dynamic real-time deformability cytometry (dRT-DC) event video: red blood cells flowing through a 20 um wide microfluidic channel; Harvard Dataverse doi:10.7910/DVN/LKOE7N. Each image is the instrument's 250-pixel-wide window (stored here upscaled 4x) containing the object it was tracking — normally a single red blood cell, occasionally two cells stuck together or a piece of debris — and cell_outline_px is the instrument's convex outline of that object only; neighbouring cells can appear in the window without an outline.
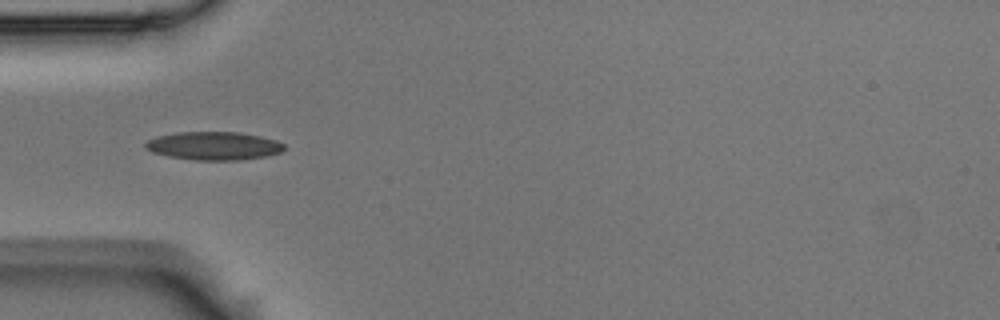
{"species": "Egyptian fruit bat (a non-hibernating species)", "species_latin": "Rousettus aegyptiacus", "temperature_condition": "room temperature", "stored_images_in_passage": 6, "camera_frame_rate_fps": 3000, "um_per_image_px": 0.085, "animal": {"sex": "male"}, "frame": {"image": 1, "passage_image": 4, "time_ms": 1.0, "image_size_px": [1000, 320], "cell_outline_px": [[284, 148], [280, 152], [264, 156], [240, 160], [196, 160], [168, 156], [152, 152], [144, 148], [144, 144], [148, 140], [156, 136], [176, 132], [240, 132], [260, 136], [276, 140], [284, 144]], "centroid_in_image_um": [18.13, 12.39], "position_along_channel_um": 66.9, "area_um2": 22.83}}
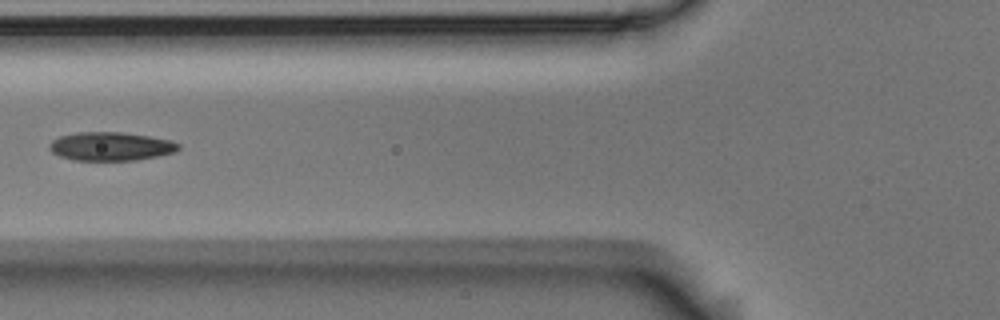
{"frame": {"image": 2, "passage_image": 5, "time_ms": 1.333, "image_size_px": [1000, 320], "cell_outline_px": [[180, 148], [176, 152], [136, 160], [72, 160], [60, 156], [52, 152], [48, 148], [48, 144], [52, 140], [60, 136], [76, 132], [120, 132], [148, 136], [168, 140], [180, 144]], "centroid_in_image_um": [9.38, 12.44], "position_along_channel_um": 116.4, "area_um2": 21.44}}
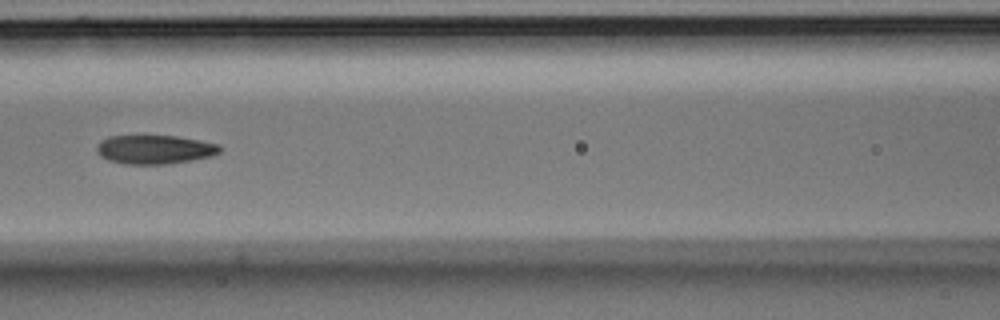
{"frame": {"image": 3, "passage_image": 6, "time_ms": 1.667, "image_size_px": [1000, 320], "cell_outline_px": [[224, 148], [220, 152], [212, 156], [192, 160], [168, 164], [124, 164], [108, 160], [100, 156], [96, 152], [96, 144], [100, 140], [108, 136], [176, 136], [200, 140], [220, 144]], "centroid_in_image_um": [13.15, 12.7], "position_along_channel_um": 153.4, "area_um2": 21.04}}